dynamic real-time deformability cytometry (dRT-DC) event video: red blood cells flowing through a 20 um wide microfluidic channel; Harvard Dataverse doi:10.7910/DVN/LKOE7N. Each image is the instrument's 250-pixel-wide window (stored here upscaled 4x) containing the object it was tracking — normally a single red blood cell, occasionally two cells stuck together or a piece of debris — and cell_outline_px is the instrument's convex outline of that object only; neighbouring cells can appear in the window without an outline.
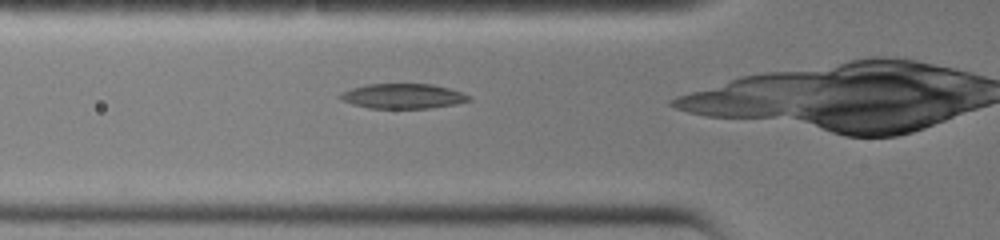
{"species": "common noctule bat (a hibernating species)", "species_latin": "Nyctalus noctula", "temperature_condition": "warm", "stored_images_in_passage": 19, "camera_frame_rate_fps": 3000, "um_per_image_px": 0.085, "animal": {"sex": "female", "body_mass_g": 19.0, "forearm_length_mm": 51.5}, "frame": {"image": 1, "passage_image": 9, "time_ms": 2.667, "image_size_px": [1000, 240], "cell_outline_px": [[472, 100], [456, 104], [428, 108], [368, 108], [352, 104], [340, 100], [336, 96], [340, 92], [352, 88], [368, 84], [432, 84], [448, 88], [472, 96]], "centroid_in_image_um": [34.21, 8.17], "position_along_channel_um": 91.6, "area_um2": 18.79}}
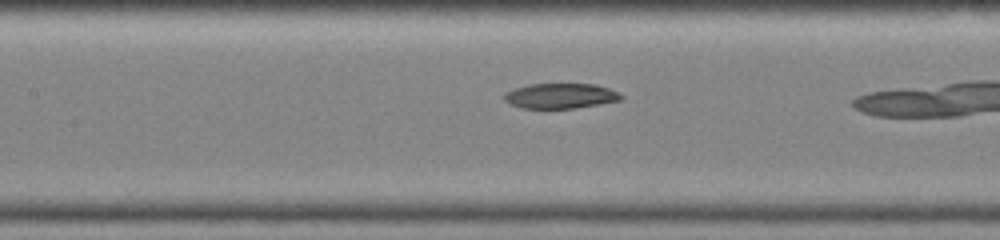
{"frame": {"image": 2, "passage_image": 13, "time_ms": 4.0, "image_size_px": [1000, 240], "cell_outline_px": [[624, 96], [620, 100], [600, 104], [576, 108], [520, 108], [504, 100], [504, 92], [528, 84], [596, 84], [608, 88]], "centroid_in_image_um": [47.63, 8.15], "position_along_channel_um": 159.8, "area_um2": 17.05}}
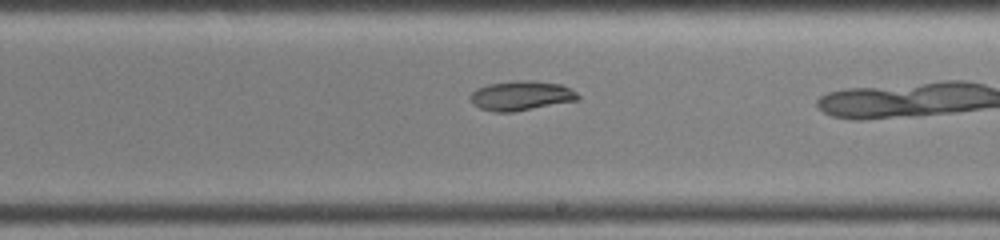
{"frame": {"image": 3, "passage_image": 18, "time_ms": 5.667, "image_size_px": [1000, 240], "cell_outline_px": [[580, 100], [512, 112], [492, 112], [480, 108], [472, 104], [468, 96], [476, 88], [488, 84], [516, 80], [532, 80], [560, 84], [576, 92], [580, 96]], "centroid_in_image_um": [44.26, 8.13], "position_along_channel_um": 244.7, "area_um2": 18.73}}